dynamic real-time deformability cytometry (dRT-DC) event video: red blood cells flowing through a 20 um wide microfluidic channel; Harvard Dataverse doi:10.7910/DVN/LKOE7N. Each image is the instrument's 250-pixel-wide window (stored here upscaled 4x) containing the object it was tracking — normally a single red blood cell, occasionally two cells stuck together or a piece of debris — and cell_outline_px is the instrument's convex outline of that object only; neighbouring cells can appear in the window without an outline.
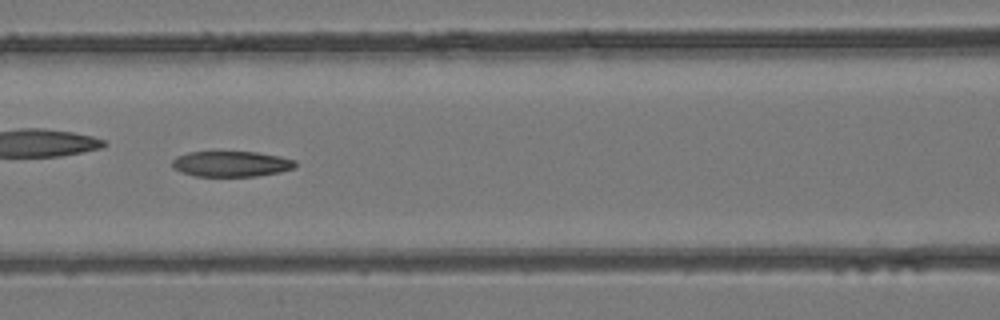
{"species": "common noctule bat (a hibernating species)", "species_latin": "Nyctalus noctula", "temperature_condition": "room temperature", "stored_images_in_passage": 42, "camera_frame_rate_fps": 3000, "um_per_image_px": 0.085, "animal": {"sex": "female", "body_mass_g": 24.6, "forearm_length_mm": 56.2}, "frame": {"image": 1, "passage_image": 19, "time_ms": 6.0, "image_size_px": [1000, 320], "cell_outline_px": [[292, 164], [288, 168], [272, 172], [244, 176], [204, 176], [188, 172], [180, 168], [176, 164], [176, 160], [184, 156], [200, 152], [248, 152], [272, 156], [292, 160]], "centroid_in_image_um": [19.67, 13.92], "position_along_channel_um": 146.9, "area_um2": 16.07}}
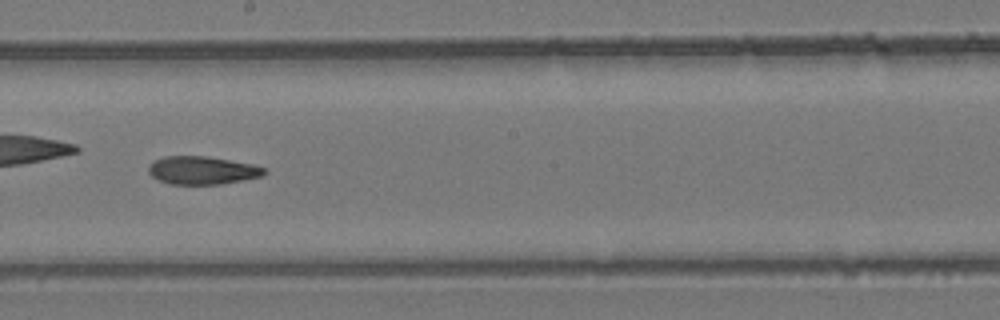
{"frame": {"image": 2, "passage_image": 24, "time_ms": 7.667, "image_size_px": [1000, 320], "cell_outline_px": [[264, 172], [256, 176], [232, 180], [204, 184], [184, 184], [164, 180], [156, 176], [152, 172], [152, 164], [160, 160], [176, 156], [192, 156], [220, 160], [260, 168]], "centroid_in_image_um": [17.1, 14.48], "position_along_channel_um": 231.1, "area_um2": 16.01}}